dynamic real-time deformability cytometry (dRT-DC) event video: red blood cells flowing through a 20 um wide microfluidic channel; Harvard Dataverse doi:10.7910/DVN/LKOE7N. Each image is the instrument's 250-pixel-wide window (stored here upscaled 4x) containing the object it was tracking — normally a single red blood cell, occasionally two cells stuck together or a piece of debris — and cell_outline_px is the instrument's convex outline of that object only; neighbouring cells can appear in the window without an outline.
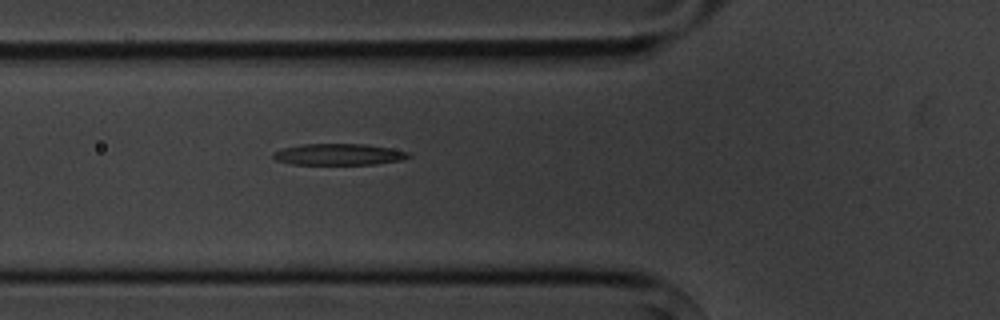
{"species": "common noctule bat (a hibernating species)", "species_latin": "Nyctalus noctula", "temperature_condition": "cold", "stored_images_in_passage": 6, "camera_frame_rate_fps": 3000, "um_per_image_px": 0.085, "animal": {"sex": "male", "body_mass_g": 20.1, "forearm_length_mm": 53.5}, "frame": {"image": 1, "passage_image": 6, "time_ms": 5.667, "image_size_px": [1000, 320], "cell_outline_px": [[412, 156], [400, 160], [376, 164], [292, 164], [276, 160], [272, 156], [272, 152], [284, 148], [300, 144], [364, 144], [412, 152]], "centroid_in_image_um": [28.8, 13.12], "position_along_channel_um": 97.0, "area_um2": 16.82}}